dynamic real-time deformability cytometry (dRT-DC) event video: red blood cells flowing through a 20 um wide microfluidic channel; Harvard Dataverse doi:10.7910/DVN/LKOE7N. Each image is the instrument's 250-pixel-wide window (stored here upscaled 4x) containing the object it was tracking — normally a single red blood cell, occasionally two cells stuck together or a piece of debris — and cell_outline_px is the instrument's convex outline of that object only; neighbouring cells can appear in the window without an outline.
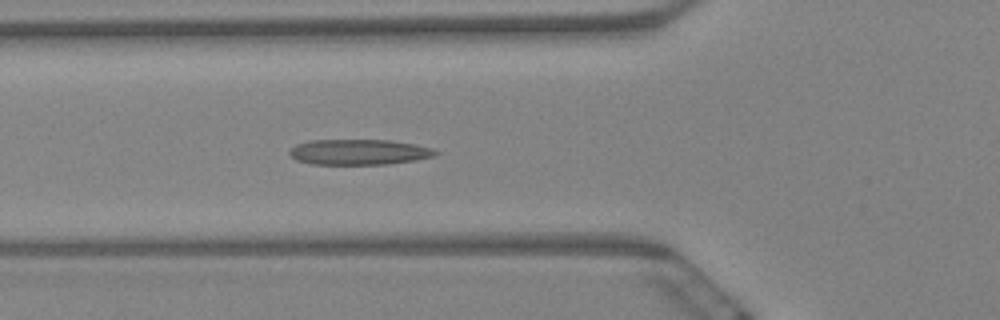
{"species": "Egyptian fruit bat (a non-hibernating species)", "species_latin": "Rousettus aegyptiacus", "temperature_condition": "warm", "stored_images_in_passage": 7, "camera_frame_rate_fps": 3000, "um_per_image_px": 0.085, "animal": {"sex": "female"}, "frame": {"image": 1, "passage_image": 7, "time_ms": 2.0, "image_size_px": [1000, 320], "cell_outline_px": [[440, 152], [432, 156], [416, 160], [388, 164], [312, 164], [296, 160], [288, 152], [296, 144], [308, 140], [388, 140], [412, 144], [432, 148]], "centroid_in_image_um": [30.49, 12.92], "position_along_channel_um": 95.3, "area_um2": 21.56}}